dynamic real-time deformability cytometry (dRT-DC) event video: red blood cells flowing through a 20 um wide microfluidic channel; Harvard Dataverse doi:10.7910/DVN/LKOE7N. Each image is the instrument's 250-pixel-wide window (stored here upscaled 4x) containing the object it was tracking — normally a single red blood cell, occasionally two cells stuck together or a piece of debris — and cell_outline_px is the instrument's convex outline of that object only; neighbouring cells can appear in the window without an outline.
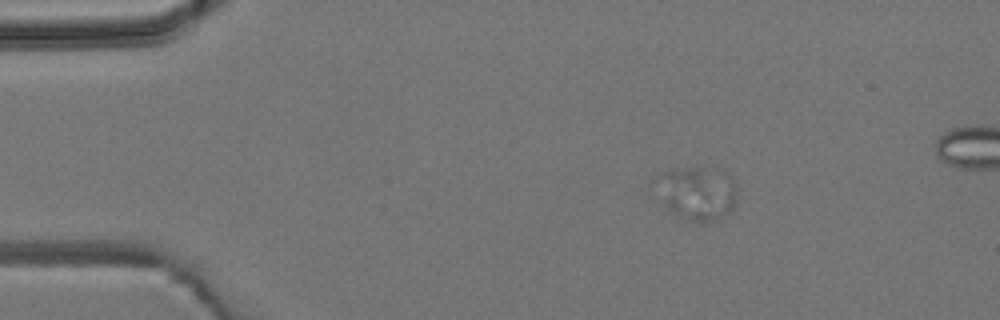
{"species": "common noctule bat (a hibernating species)", "species_latin": "Nyctalus noctula", "temperature_condition": "room temperature", "stored_images_in_passage": 5, "camera_frame_rate_fps": 3000, "um_per_image_px": 0.085, "animal": {"sex": "male", "body_mass_g": 19.2, "forearm_length_mm": 51.8}, "frame": {"image": 1, "passage_image": 2, "time_ms": 1.333, "image_size_px": [1000, 320], "cell_outline_px": [[736, 204], [724, 216], [704, 224], [700, 224], [676, 220], [668, 212], [664, 204], [672, 196], [716, 168], [724, 168], [732, 176], [736, 188]], "centroid_in_image_um": [59.88, 16.88], "position_along_channel_um": 25.1, "area_um2": 19.13}}